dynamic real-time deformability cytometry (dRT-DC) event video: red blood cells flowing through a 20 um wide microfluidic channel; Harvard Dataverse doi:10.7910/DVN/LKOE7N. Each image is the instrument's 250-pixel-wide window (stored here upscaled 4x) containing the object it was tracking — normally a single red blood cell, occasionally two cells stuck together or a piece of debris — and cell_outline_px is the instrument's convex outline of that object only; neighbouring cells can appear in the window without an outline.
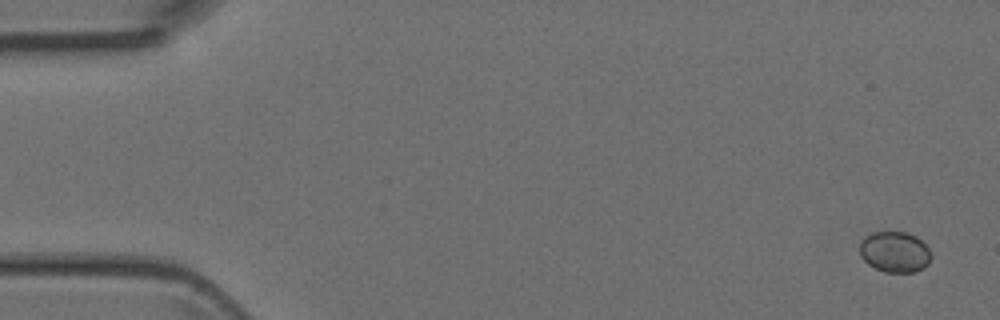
{"species": "Egyptian fruit bat (a non-hibernating species)", "species_latin": "Rousettus aegyptiacus", "temperature_condition": "room temperature", "stored_images_in_passage": 6, "camera_frame_rate_fps": 3000, "um_per_image_px": 0.085, "animal": {"sex": "female"}, "frame": {"image": 1, "passage_image": 1, "time_ms": 0.0, "image_size_px": [1000, 320], "cell_outline_px": [[932, 256], [928, 264], [924, 268], [912, 272], [884, 272], [868, 264], [860, 256], [860, 240], [864, 236], [872, 232], [908, 232], [916, 236], [932, 252]], "centroid_in_image_um": [76.05, 21.4], "position_along_channel_um": 9.0, "area_um2": 17.17}}
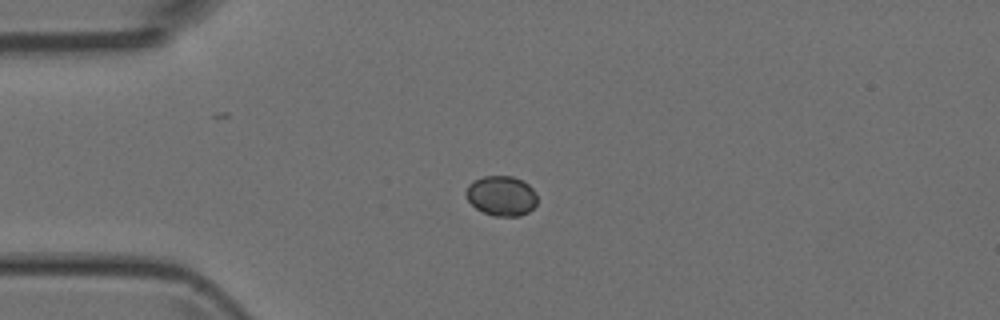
{"frame": {"image": 2, "passage_image": 4, "time_ms": 3.667, "image_size_px": [1000, 320], "cell_outline_px": [[536, 204], [528, 212], [520, 216], [492, 216], [476, 208], [468, 200], [464, 192], [468, 184], [484, 176], [512, 176], [528, 184], [536, 192]], "centroid_in_image_um": [42.61, 16.65], "position_along_channel_um": 42.4, "area_um2": 16.53}}